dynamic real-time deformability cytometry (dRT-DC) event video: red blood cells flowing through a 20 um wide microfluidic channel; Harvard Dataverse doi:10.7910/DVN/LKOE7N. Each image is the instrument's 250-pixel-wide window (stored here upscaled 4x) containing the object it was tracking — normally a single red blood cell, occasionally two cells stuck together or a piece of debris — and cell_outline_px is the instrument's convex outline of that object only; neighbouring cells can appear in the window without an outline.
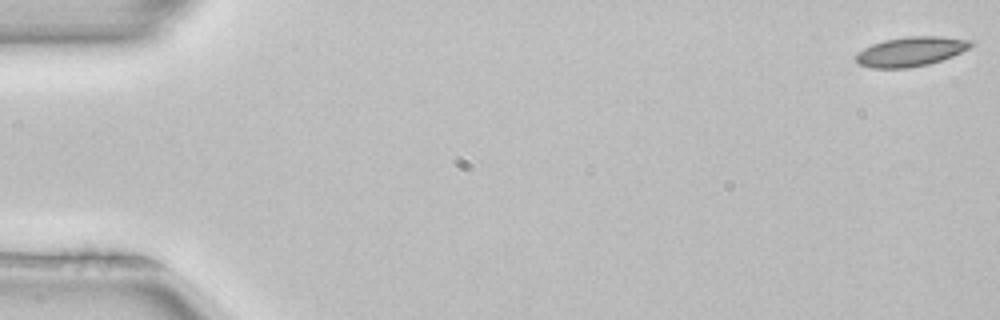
{"species": "common noctule bat (a hibernating species)", "species_latin": "Nyctalus noctula", "temperature_condition": "room temperature", "stored_images_in_passage": 12, "camera_frame_rate_fps": 3000, "um_per_image_px": 0.085, "animal": {"sex": "female", "body_mass_g": 22.7, "forearm_length_mm": 54.2}, "frame": {"image": 1, "passage_image": 1, "time_ms": 0.0, "image_size_px": [1000, 320], "cell_outline_px": [[976, 44], [952, 56], [928, 64], [908, 68], [872, 68], [860, 64], [856, 60], [856, 52], [872, 44], [884, 40], [908, 36], [940, 36], [976, 40]], "centroid_in_image_um": [77.45, 4.36], "position_along_channel_um": 7.6, "area_um2": 19.83}}